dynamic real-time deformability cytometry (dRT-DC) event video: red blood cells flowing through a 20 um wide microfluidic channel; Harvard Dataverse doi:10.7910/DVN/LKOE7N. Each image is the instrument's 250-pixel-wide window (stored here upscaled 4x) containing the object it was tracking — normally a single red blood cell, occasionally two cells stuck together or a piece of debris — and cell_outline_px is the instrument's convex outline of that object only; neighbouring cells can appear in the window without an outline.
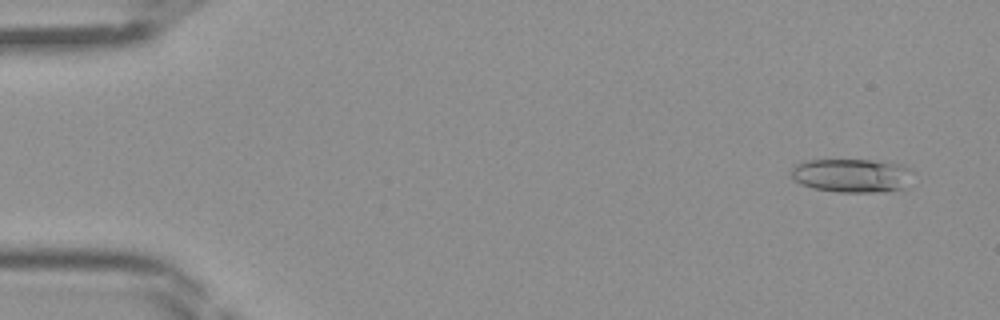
{"species": "Egyptian fruit bat (a non-hibernating species)", "species_latin": "Rousettus aegyptiacus", "temperature_condition": "room temperature", "stored_images_in_passage": 45, "camera_frame_rate_fps": 3000, "um_per_image_px": 0.085, "frame": {"image": 1, "passage_image": 3, "time_ms": 0.667, "image_size_px": [1000, 320], "cell_outline_px": [[912, 172], [908, 188], [884, 192], [836, 192], [812, 188], [796, 180], [792, 176], [792, 168], [796, 164], [808, 160], [888, 160], [912, 168]], "centroid_in_image_um": [72.51, 14.91], "position_along_channel_um": 12.5, "area_um2": 24.33}}
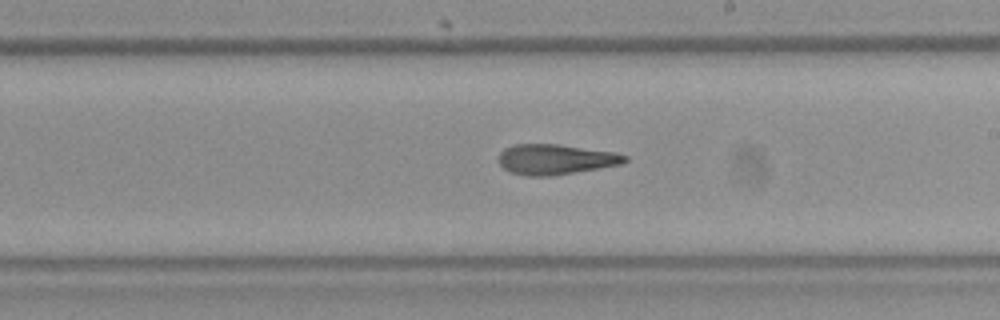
{"frame": {"image": 2, "passage_image": 26, "time_ms": 8.333, "image_size_px": [1000, 320], "cell_outline_px": [[628, 160], [624, 164], [548, 176], [528, 176], [512, 172], [504, 168], [500, 164], [500, 152], [504, 148], [516, 144], [560, 144], [616, 152], [628, 156]], "centroid_in_image_um": [47.27, 13.53], "position_along_channel_um": 241.7, "area_um2": 22.2}}
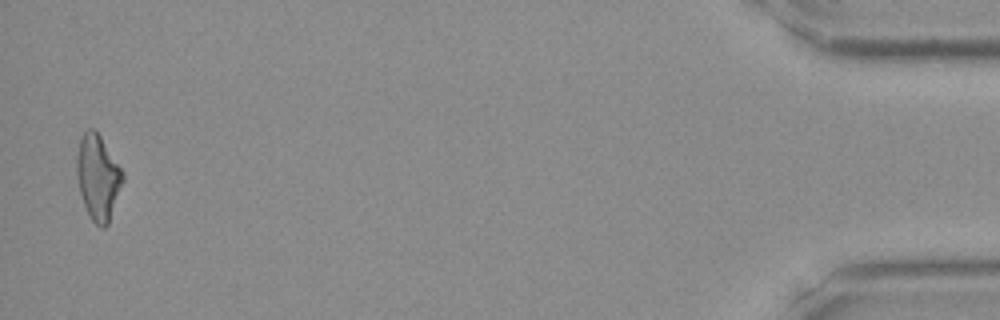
{"frame": {"image": 3, "passage_image": 44, "time_ms": 14.333, "image_size_px": [1000, 320], "cell_outline_px": [[124, 180], [108, 224], [104, 228], [100, 228], [92, 220], [84, 204], [80, 192], [76, 176], [76, 160], [80, 140], [84, 132], [88, 128], [92, 128], [100, 136], [124, 172]], "centroid_in_image_um": [8.33, 15.08], "position_along_channel_um": 426.9, "area_um2": 22.66}}